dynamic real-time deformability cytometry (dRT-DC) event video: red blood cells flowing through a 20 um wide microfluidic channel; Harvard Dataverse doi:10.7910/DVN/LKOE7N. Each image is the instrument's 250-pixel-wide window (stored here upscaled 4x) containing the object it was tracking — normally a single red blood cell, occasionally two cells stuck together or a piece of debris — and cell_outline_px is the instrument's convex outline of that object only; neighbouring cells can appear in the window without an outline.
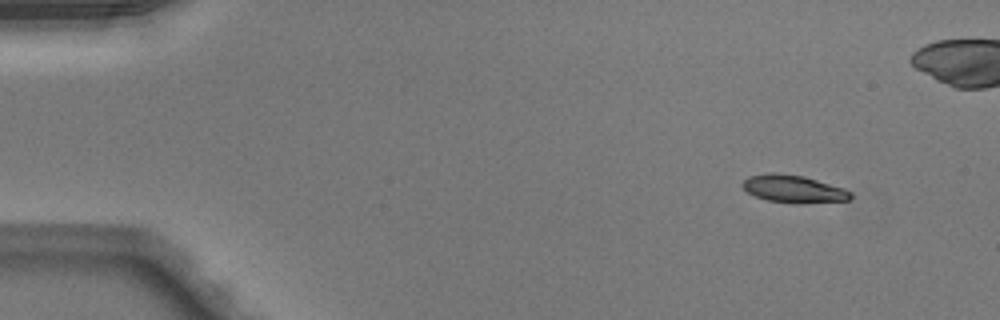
{"species": "Egyptian fruit bat (a non-hibernating species)", "species_latin": "Rousettus aegyptiacus", "temperature_condition": "warm", "stored_images_in_passage": 47, "camera_frame_rate_fps": 3000, "um_per_image_px": 0.085, "animal": {"sex": "male"}, "frame": {"image": 1, "passage_image": 1, "time_ms": 0.0, "image_size_px": [1000, 320], "cell_outline_px": [[852, 196], [848, 200], [768, 200], [756, 196], [748, 192], [740, 184], [748, 176], [768, 172], [776, 172], [804, 176], [844, 188], [852, 192]], "centroid_in_image_um": [67.37, 15.97], "position_along_channel_um": 17.6, "area_um2": 16.3}}
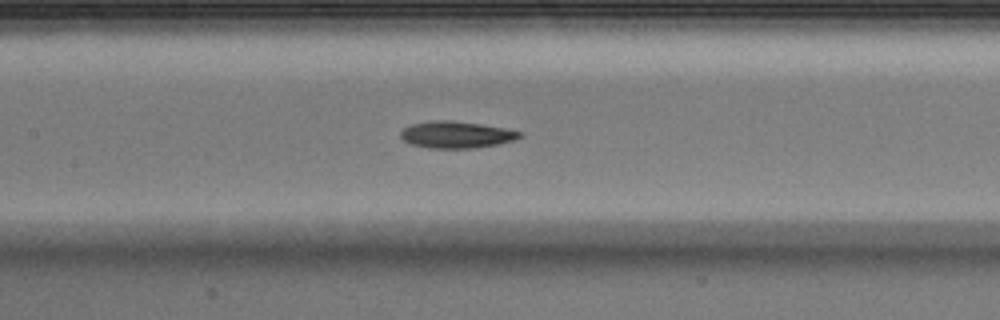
{"frame": {"image": 2, "passage_image": 20, "time_ms": 6.333, "image_size_px": [1000, 320], "cell_outline_px": [[524, 136], [516, 140], [496, 144], [472, 148], [428, 148], [408, 144], [400, 136], [400, 132], [404, 128], [412, 124], [428, 120], [448, 120], [480, 124], [508, 128], [524, 132]], "centroid_in_image_um": [38.81, 11.44], "position_along_channel_um": 168.6, "area_um2": 18.84}}
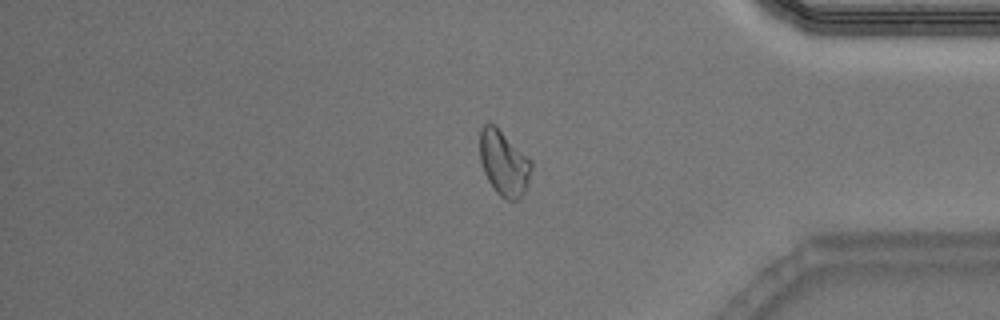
{"frame": {"image": 3, "passage_image": 38, "time_ms": 12.333, "image_size_px": [1000, 320], "cell_outline_px": [[532, 168], [524, 192], [516, 200], [504, 200], [496, 192], [488, 180], [484, 172], [480, 160], [480, 128], [484, 124], [496, 124], [532, 160]], "centroid_in_image_um": [42.83, 13.83], "position_along_channel_um": 392.4, "area_um2": 19.71}, "authors_computed_cell_mechanics": {"area_um2": 18.4382, "velocity_mm_per_s": 4.0706, "shape_relaxation_time_tau1_ms": 4.3914, "shape_relaxation_time_tau2_ms": 4.4798, "deformation_change_tau1": 0.1475, "deformation_change_tau2": 0.0981}}